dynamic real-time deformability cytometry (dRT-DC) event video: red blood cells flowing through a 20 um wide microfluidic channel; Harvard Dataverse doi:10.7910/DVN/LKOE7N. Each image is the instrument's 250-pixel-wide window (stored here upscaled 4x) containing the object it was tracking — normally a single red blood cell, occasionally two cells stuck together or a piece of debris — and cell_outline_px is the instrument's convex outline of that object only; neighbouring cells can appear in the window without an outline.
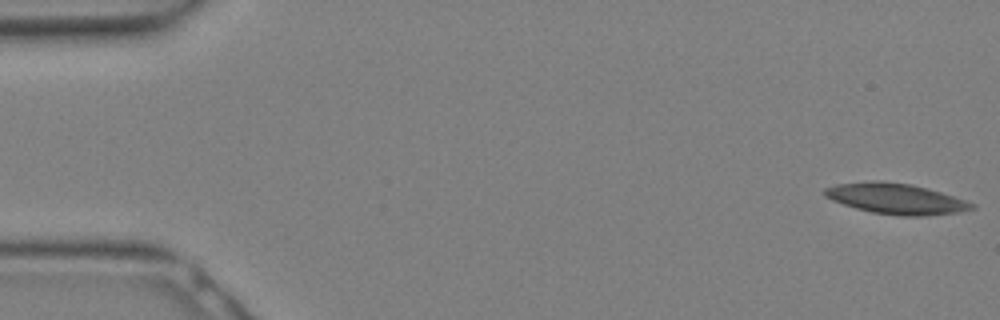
{"species": "Egyptian fruit bat (a non-hibernating species)", "species_latin": "Rousettus aegyptiacus", "temperature_condition": "warm", "stored_images_in_passage": 10, "camera_frame_rate_fps": 3000, "um_per_image_px": 0.085, "animal": {"sex": "female"}, "frame": {"image": 1, "passage_image": 1, "time_ms": 0.0, "image_size_px": [1000, 320], "cell_outline_px": [[976, 208], [960, 212], [924, 216], [900, 216], [872, 212], [856, 208], [832, 200], [824, 196], [824, 188], [836, 184], [872, 180], [880, 180], [912, 184], [940, 192], [976, 204]], "centroid_in_image_um": [76.15, 16.88], "position_along_channel_um": 8.9, "area_um2": 26.3}}